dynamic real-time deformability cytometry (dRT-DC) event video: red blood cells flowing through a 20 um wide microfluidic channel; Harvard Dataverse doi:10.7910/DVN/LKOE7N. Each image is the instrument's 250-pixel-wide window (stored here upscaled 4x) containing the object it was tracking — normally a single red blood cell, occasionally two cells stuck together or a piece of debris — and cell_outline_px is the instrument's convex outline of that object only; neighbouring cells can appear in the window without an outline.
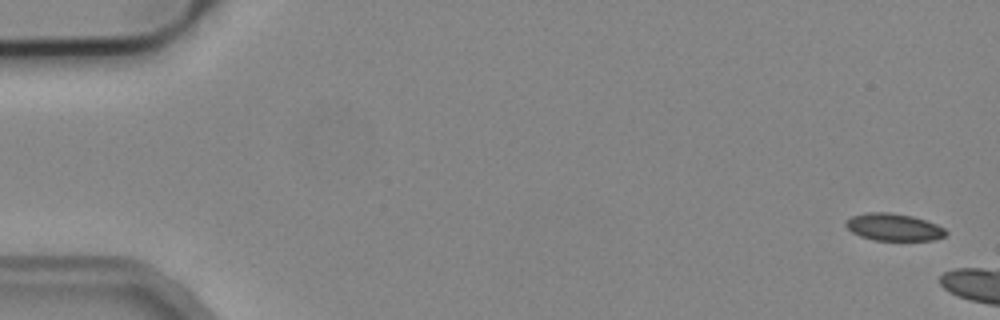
{"species": "common noctule bat (a hibernating species)", "species_latin": "Nyctalus noctula", "temperature_condition": "cold", "stored_images_in_passage": 5, "camera_frame_rate_fps": 3000, "um_per_image_px": 0.085, "animal": {"sex": "male", "body_mass_g": 19.2, "forearm_length_mm": 51.8}, "frame": {"image": 1, "passage_image": 1, "time_ms": 0.0, "image_size_px": [1000, 320], "cell_outline_px": [[948, 232], [944, 236], [932, 240], [876, 240], [860, 236], [852, 232], [844, 224], [852, 216], [864, 212], [888, 212], [912, 216], [936, 224], [944, 228]], "centroid_in_image_um": [75.95, 19.3], "position_along_channel_um": 9.0, "area_um2": 15.72}}